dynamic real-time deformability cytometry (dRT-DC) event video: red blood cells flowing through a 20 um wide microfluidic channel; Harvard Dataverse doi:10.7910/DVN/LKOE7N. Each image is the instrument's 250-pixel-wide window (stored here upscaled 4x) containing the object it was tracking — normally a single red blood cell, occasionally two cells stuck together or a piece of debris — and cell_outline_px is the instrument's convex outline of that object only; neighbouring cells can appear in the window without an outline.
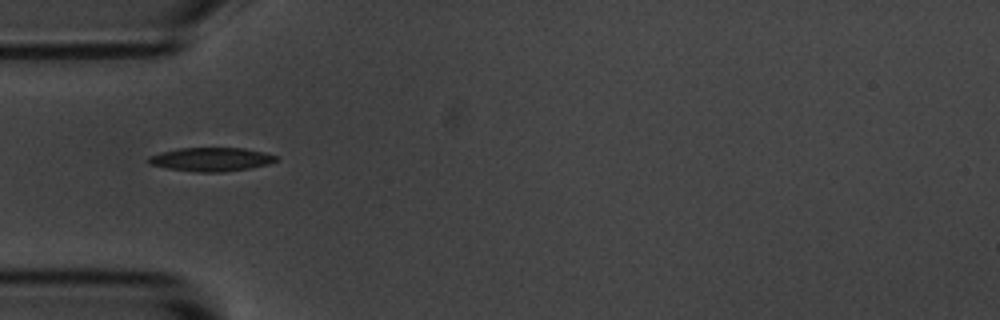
{"species": "common noctule bat (a hibernating species)", "species_latin": "Nyctalus noctula", "temperature_condition": "room temperature", "stored_images_in_passage": 8, "camera_frame_rate_fps": 3000, "um_per_image_px": 0.085, "animal": {"sex": "male", "body_mass_g": 20.1, "forearm_length_mm": 53.5}, "frame": {"image": 1, "passage_image": 6, "time_ms": 5.667, "image_size_px": [1000, 320], "cell_outline_px": [[280, 156], [276, 160], [268, 164], [248, 168], [224, 172], [196, 172], [168, 168], [148, 164], [144, 160], [148, 156], [160, 152], [180, 148], [244, 148], [264, 152]], "centroid_in_image_um": [17.91, 13.54], "position_along_channel_um": 67.1, "area_um2": 17.74}}
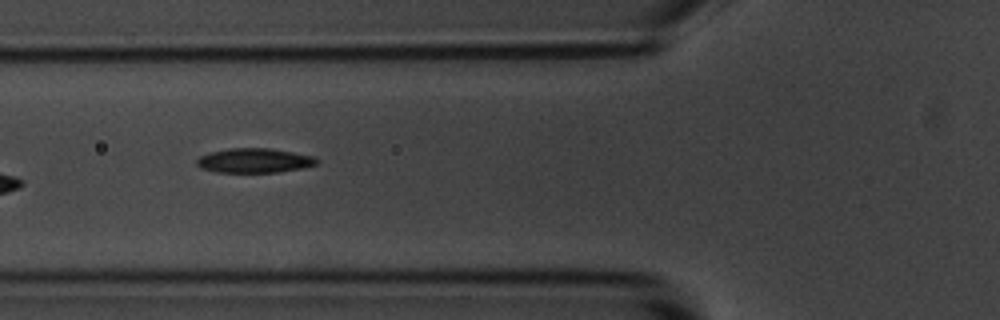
{"frame": {"image": 2, "passage_image": 7, "time_ms": 6.667, "image_size_px": [1000, 320], "cell_outline_px": [[320, 160], [316, 164], [304, 168], [280, 172], [216, 172], [200, 168], [196, 164], [196, 160], [200, 156], [208, 152], [228, 148], [272, 148], [316, 156]], "centroid_in_image_um": [21.64, 13.64], "position_along_channel_um": 104.2, "area_um2": 17.46}}
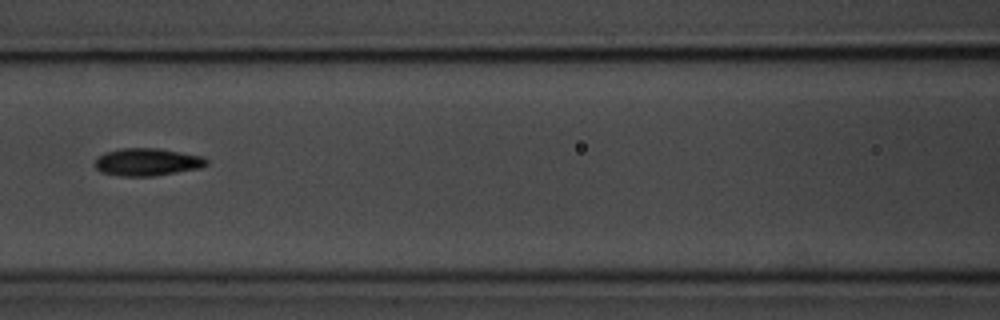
{"frame": {"image": 3, "passage_image": 8, "time_ms": 8.0, "image_size_px": [1000, 320], "cell_outline_px": [[208, 164], [200, 168], [152, 176], [120, 176], [100, 172], [92, 164], [96, 156], [104, 152], [120, 148], [160, 148], [204, 156], [208, 160]], "centroid_in_image_um": [12.47, 13.76], "position_along_channel_um": 154.1, "area_um2": 18.26}}